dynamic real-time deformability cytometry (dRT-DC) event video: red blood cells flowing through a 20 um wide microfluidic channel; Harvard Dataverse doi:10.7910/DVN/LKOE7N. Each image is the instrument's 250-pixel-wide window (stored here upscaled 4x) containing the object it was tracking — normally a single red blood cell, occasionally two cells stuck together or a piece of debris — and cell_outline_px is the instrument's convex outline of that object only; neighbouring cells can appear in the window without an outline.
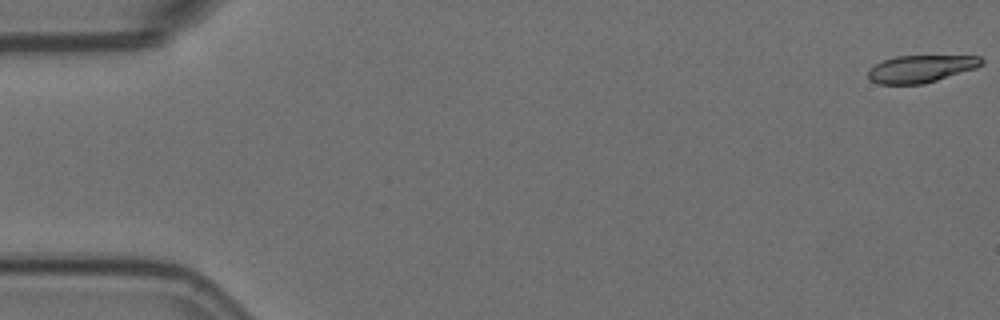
{"species": "Egyptian fruit bat (a non-hibernating species)", "species_latin": "Rousettus aegyptiacus", "temperature_condition": "room temperature", "stored_images_in_passage": 52, "segment_of_instrument_passage": [1, 2], "camera_frame_rate_fps": 3000, "um_per_image_px": 0.085, "animal": {"sex": "female"}, "frame": {"image": 1, "passage_image": 1, "time_ms": 0.0, "image_size_px": [1000, 320], "cell_outline_px": [[984, 60], [976, 68], [924, 84], [880, 84], [868, 80], [868, 72], [876, 64], [884, 60], [896, 56], [980, 56]], "centroid_in_image_um": [78.26, 5.85], "position_along_channel_um": 6.7, "area_um2": 17.86}}
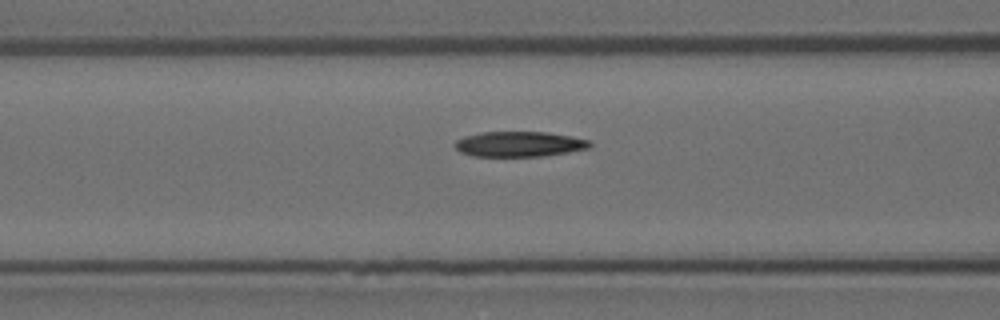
{"frame": {"image": 2, "passage_image": 23, "time_ms": 7.333, "image_size_px": [1000, 320], "cell_outline_px": [[592, 144], [588, 148], [568, 152], [544, 156], [472, 156], [460, 152], [456, 148], [456, 140], [464, 136], [480, 132], [548, 132], [572, 136], [588, 140]], "centroid_in_image_um": [44.13, 12.24], "position_along_channel_um": 122.5, "area_um2": 19.83}}
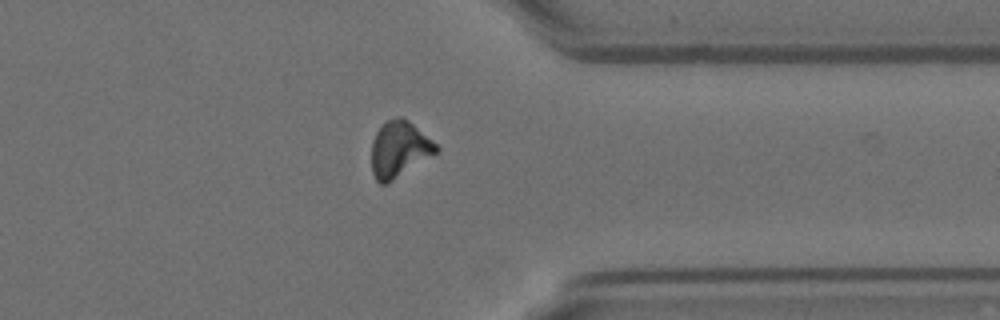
{"frame": {"image": 3, "passage_image": 45, "time_ms": 14.667, "image_size_px": [1000, 320], "cell_outline_px": [[440, 148], [436, 152], [388, 184], [380, 184], [376, 180], [372, 172], [372, 140], [376, 132], [388, 120], [396, 116], [400, 116], [408, 120], [432, 140]], "centroid_in_image_um": [33.91, 12.69], "position_along_channel_um": 377.5, "area_um2": 20.87}}